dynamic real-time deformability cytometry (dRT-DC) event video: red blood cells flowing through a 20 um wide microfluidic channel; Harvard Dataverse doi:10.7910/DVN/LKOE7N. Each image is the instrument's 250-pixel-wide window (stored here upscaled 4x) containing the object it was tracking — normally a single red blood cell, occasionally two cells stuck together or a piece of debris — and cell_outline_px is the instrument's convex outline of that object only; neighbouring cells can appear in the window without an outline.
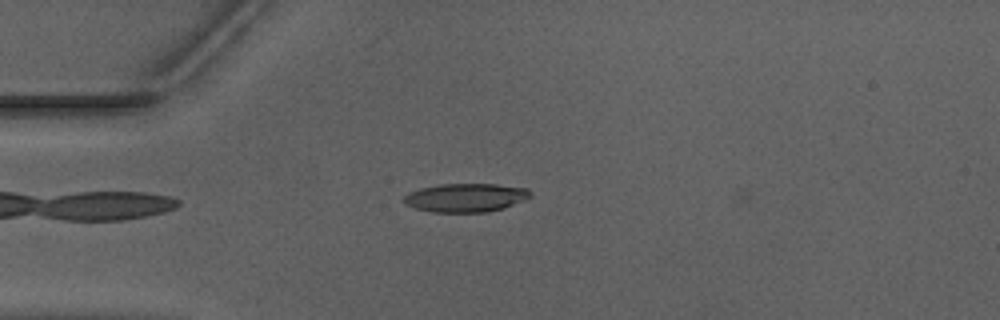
{"species": "Egyptian fruit bat (a non-hibernating species)", "species_latin": "Rousettus aegyptiacus", "temperature_condition": "warm", "stored_images_in_passage": 7, "camera_frame_rate_fps": 3000, "um_per_image_px": 0.085, "animal": {"sex": "male"}, "frame": {"image": 1, "passage_image": 4, "time_ms": 1.0, "image_size_px": [1000, 320], "cell_outline_px": [[532, 196], [524, 200], [504, 208], [488, 212], [432, 212], [416, 208], [404, 204], [404, 196], [408, 192], [420, 188], [440, 184], [496, 184], [528, 188], [532, 192]], "centroid_in_image_um": [39.6, 16.8], "position_along_channel_um": 45.4, "area_um2": 21.21}}